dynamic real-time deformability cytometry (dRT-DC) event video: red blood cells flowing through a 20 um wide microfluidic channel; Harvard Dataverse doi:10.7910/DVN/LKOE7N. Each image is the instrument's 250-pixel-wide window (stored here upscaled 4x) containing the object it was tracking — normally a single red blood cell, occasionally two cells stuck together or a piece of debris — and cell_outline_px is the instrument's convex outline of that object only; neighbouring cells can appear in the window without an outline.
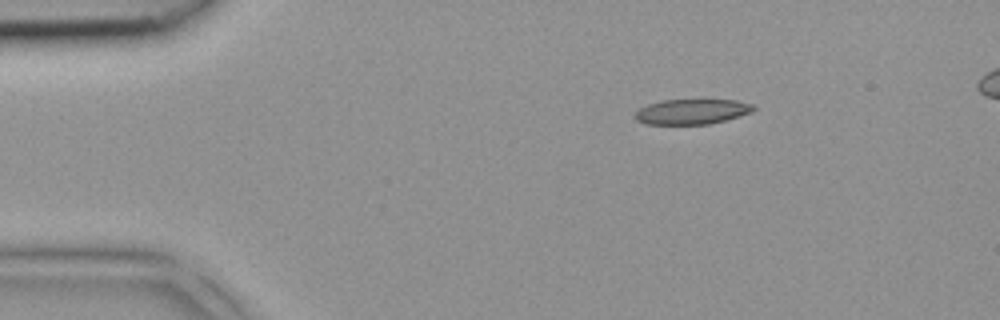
{"species": "common noctule bat (a hibernating species)", "species_latin": "Nyctalus noctula", "temperature_condition": "room temperature", "stored_images_in_passage": 2, "camera_frame_rate_fps": 3000, "um_per_image_px": 0.085, "animal": {"sex": "female", "body_mass_g": 18.4}, "frame": {"image": 1, "passage_image": 1, "time_ms": 0.0, "image_size_px": [1000, 320], "cell_outline_px": [[756, 108], [752, 112], [724, 120], [708, 124], [644, 124], [636, 120], [632, 116], [640, 108], [648, 104], [664, 100], [736, 100], [756, 104]], "centroid_in_image_um": [58.81, 9.49], "position_along_channel_um": 26.2, "area_um2": 17.4}}